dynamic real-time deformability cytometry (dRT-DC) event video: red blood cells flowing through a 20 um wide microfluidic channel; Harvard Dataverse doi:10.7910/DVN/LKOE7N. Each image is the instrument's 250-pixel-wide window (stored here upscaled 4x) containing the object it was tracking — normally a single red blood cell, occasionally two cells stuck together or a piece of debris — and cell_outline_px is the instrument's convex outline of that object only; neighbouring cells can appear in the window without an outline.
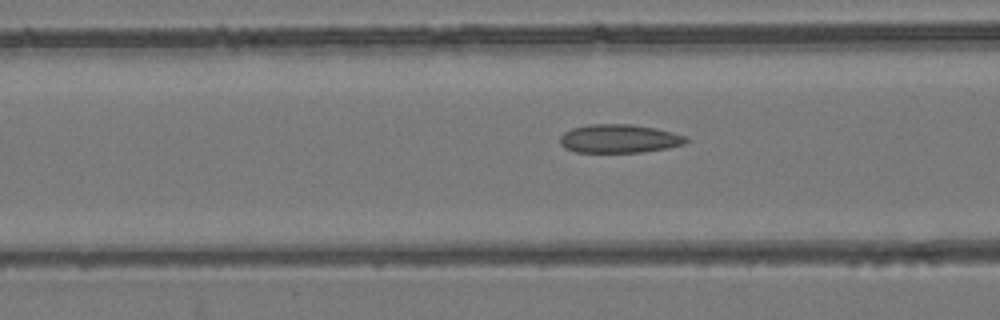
{"species": "common noctule bat (a hibernating species)", "species_latin": "Nyctalus noctula", "temperature_condition": "room temperature", "stored_images_in_passage": 53, "camera_frame_rate_fps": 3000, "um_per_image_px": 0.085, "animal": {"sex": "female", "body_mass_g": 24.6, "forearm_length_mm": 56.2}, "frame": {"image": 1, "passage_image": 21, "time_ms": 6.667, "image_size_px": [1000, 320], "cell_outline_px": [[692, 140], [684, 144], [668, 148], [640, 152], [576, 152], [564, 148], [560, 144], [560, 136], [564, 132], [572, 128], [588, 124], [632, 124], [656, 128], [688, 136]], "centroid_in_image_um": [52.66, 11.78], "position_along_channel_um": 113.9, "area_um2": 21.21}}
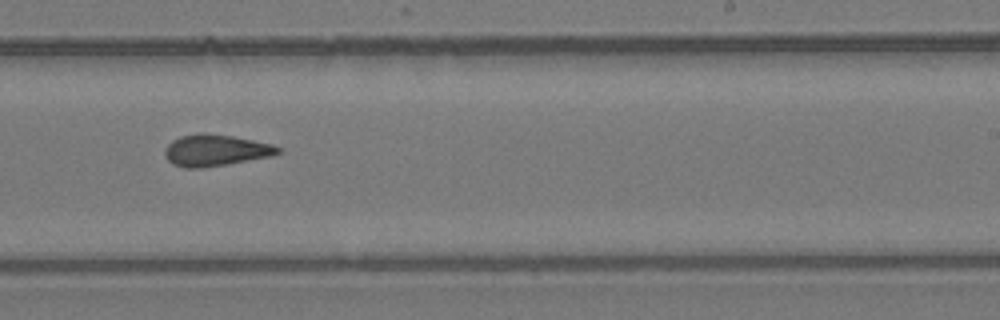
{"frame": {"image": 2, "passage_image": 33, "time_ms": 10.667, "image_size_px": [1000, 320], "cell_outline_px": [[280, 152], [272, 156], [200, 168], [184, 168], [172, 164], [164, 156], [164, 152], [168, 144], [172, 140], [180, 136], [200, 132], [208, 132], [232, 136], [272, 144], [280, 148]], "centroid_in_image_um": [18.27, 12.76], "position_along_channel_um": 270.7, "area_um2": 20.75}}
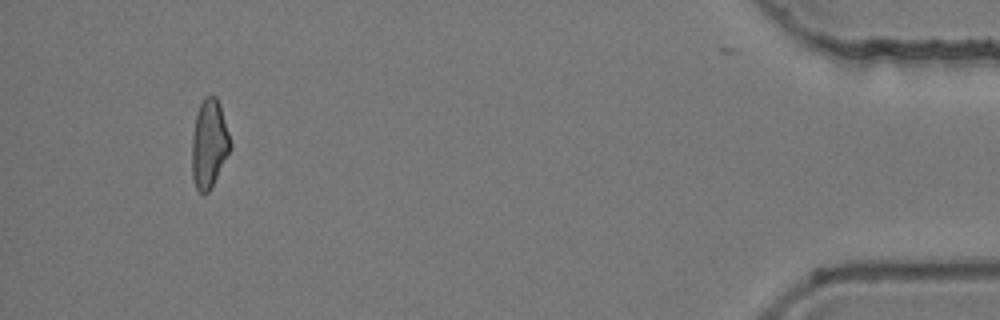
{"frame": {"image": 3, "passage_image": 50, "time_ms": 16.333, "image_size_px": [1000, 320], "cell_outline_px": [[232, 148], [208, 192], [200, 192], [196, 188], [192, 176], [192, 136], [196, 116], [200, 104], [204, 96], [216, 96], [220, 104], [232, 144]], "centroid_in_image_um": [17.78, 12.2], "position_along_channel_um": 417.4, "area_um2": 19.65}, "authors_computed_cell_mechanics": {"area_um2": 20.6346, "velocity_mm_per_s": 3.9167, "shape_relaxation_time_tau1_ms": null, "shape_relaxation_time_tau2_ms": 3.238, "deformation_change_tau1": null, "deformation_change_tau2": 0.0966}}